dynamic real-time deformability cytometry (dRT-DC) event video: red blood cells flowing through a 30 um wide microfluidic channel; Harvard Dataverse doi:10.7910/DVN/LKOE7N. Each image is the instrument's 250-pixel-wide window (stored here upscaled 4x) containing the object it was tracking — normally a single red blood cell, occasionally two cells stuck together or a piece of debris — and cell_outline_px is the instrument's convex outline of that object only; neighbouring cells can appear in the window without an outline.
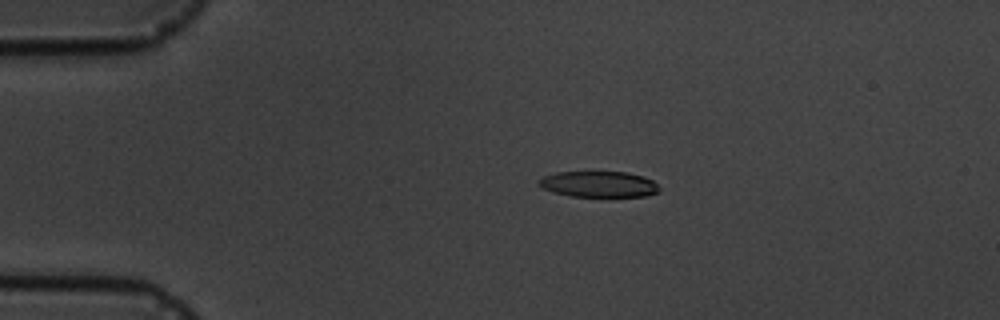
{"species": "common noctule bat (a hibernating species)", "species_latin": "Nyctalus noctula", "temperature_condition": "cold", "stored_images_in_passage": 6, "camera_frame_rate_fps": 3000, "um_per_image_px": 0.085, "animal": {"sex": "male", "body_mass_g": 19.5, "forearm_length_mm": 54.6}, "frame": {"image": 1, "passage_image": 4, "time_ms": 3.333, "image_size_px": [1000, 320], "cell_outline_px": [[660, 192], [648, 196], [608, 200], [572, 196], [552, 192], [536, 184], [536, 180], [544, 176], [556, 172], [628, 172], [644, 176], [652, 180], [660, 188]], "centroid_in_image_um": [50.95, 15.71], "position_along_channel_um": 34.1, "area_um2": 19.42}}
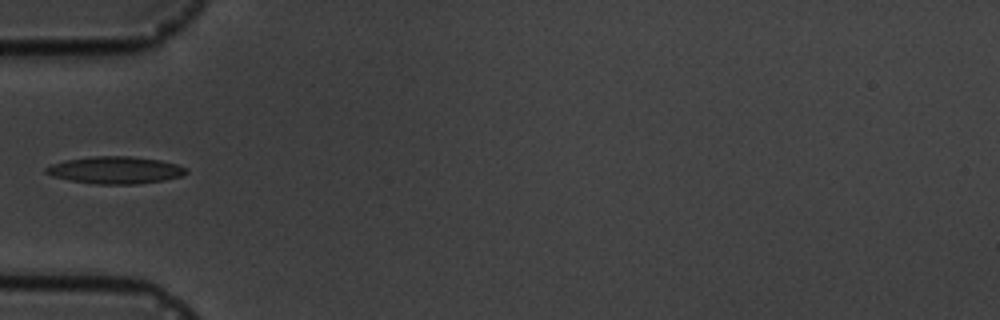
{"frame": {"image": 2, "passage_image": 6, "time_ms": 5.667, "image_size_px": [1000, 320], "cell_outline_px": [[188, 172], [180, 176], [164, 180], [136, 184], [96, 184], [68, 180], [52, 176], [44, 172], [44, 168], [52, 164], [64, 160], [92, 156], [132, 156], [160, 160], [176, 164], [188, 168]], "centroid_in_image_um": [9.78, 14.45], "position_along_channel_um": 75.2, "area_um2": 22.31}}